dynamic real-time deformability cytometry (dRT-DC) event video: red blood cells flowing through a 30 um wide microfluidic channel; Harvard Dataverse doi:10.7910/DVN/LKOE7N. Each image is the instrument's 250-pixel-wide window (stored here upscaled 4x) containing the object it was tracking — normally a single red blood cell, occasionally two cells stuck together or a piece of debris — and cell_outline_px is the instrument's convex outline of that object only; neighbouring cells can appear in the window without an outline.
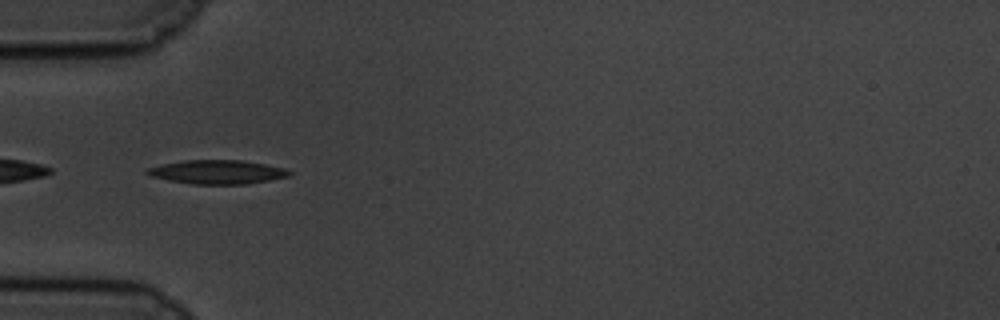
{"species": "common noctule bat (a hibernating species)", "species_latin": "Nyctalus noctula", "temperature_condition": "cold", "stored_images_in_passage": 41, "camera_frame_rate_fps": 3000, "um_per_image_px": 0.085, "animal": {"sex": "male", "body_mass_g": 19.5, "forearm_length_mm": 54.6}, "frame": {"image": 1, "passage_image": 1, "time_ms": 0.0, "image_size_px": [1000, 320], "cell_outline_px": [[292, 172], [288, 176], [248, 184], [192, 184], [168, 180], [152, 176], [144, 172], [148, 168], [160, 164], [184, 160], [240, 160], [264, 164], [284, 168]], "centroid_in_image_um": [18.44, 14.62], "position_along_channel_um": 66.6, "area_um2": 19.65}}
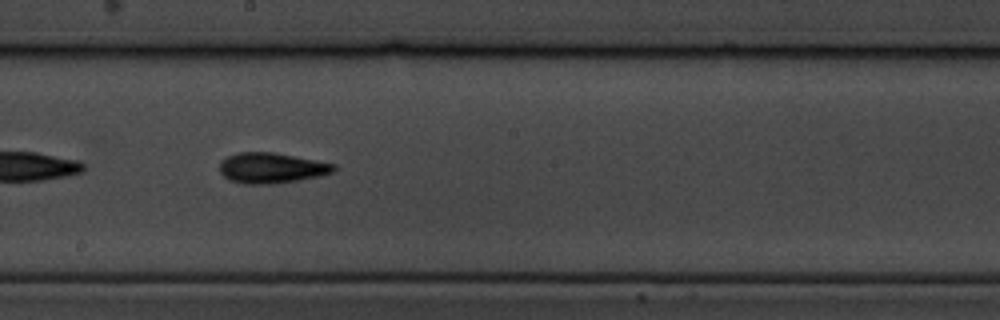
{"frame": {"image": 2, "passage_image": 15, "time_ms": 4.667, "image_size_px": [1000, 320], "cell_outline_px": [[336, 168], [332, 172], [320, 176], [272, 184], [244, 184], [228, 180], [220, 172], [220, 160], [228, 156], [240, 152], [272, 152], [336, 164]], "centroid_in_image_um": [23.04, 14.28], "position_along_channel_um": 225.2, "area_um2": 20.17}}
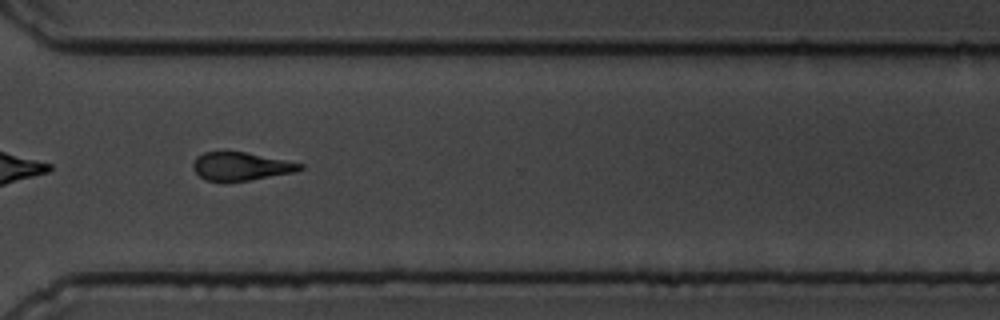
{"frame": {"image": 3, "passage_image": 26, "time_ms": 8.333, "image_size_px": [1000, 320], "cell_outline_px": [[304, 168], [296, 172], [224, 184], [204, 180], [192, 168], [192, 164], [196, 156], [204, 152], [244, 152], [304, 164]], "centroid_in_image_um": [20.43, 14.17], "position_along_channel_um": 350.2, "area_um2": 17.86}, "authors_computed_cell_mechanics": {"area_um2": 18.1492, "velocity_mm_per_s": 3.4163, "shape_relaxation_time_tau1_ms": 3.5278, "shape_relaxation_time_tau2_ms": 4.4614, "deformation_change_tau1": 0.1328, "deformation_change_tau2": 0.13}}